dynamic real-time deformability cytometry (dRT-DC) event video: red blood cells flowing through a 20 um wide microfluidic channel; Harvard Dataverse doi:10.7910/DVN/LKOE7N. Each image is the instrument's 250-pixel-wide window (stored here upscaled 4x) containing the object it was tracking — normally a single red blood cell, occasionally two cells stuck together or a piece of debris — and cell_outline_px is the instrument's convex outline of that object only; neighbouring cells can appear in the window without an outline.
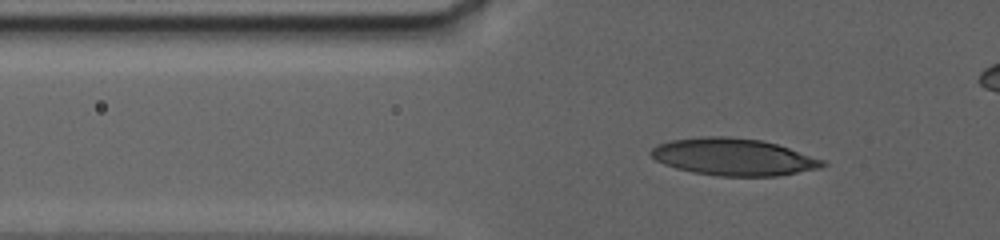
{"species": "human", "species_latin": "Homo sapiens", "temperature_condition": "warm", "stored_images_in_passage": 115, "camera_frame_rate_fps": 3000, "um_per_image_px": 0.085, "donor": {"sex": "female"}, "frame": {"image": 1, "passage_image": 43, "time_ms": 8.0, "image_size_px": [1000, 240], "cell_outline_px": [[828, 164], [820, 168], [776, 176], [720, 176], [692, 172], [676, 168], [664, 164], [656, 160], [648, 152], [656, 144], [672, 140], [700, 136], [728, 136], [760, 140], [776, 144], [824, 160]], "centroid_in_image_um": [62.31, 13.33], "position_along_channel_um": 63.5, "area_um2": 36.99}}
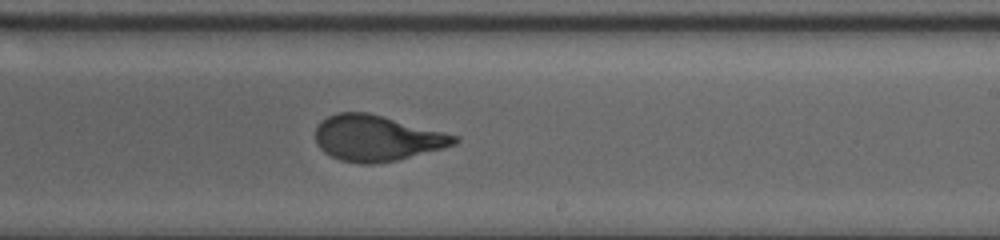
{"frame": {"image": 2, "passage_image": 83, "time_ms": 15.333, "image_size_px": [1000, 240], "cell_outline_px": [[460, 140], [456, 144], [444, 148], [396, 160], [376, 164], [360, 164], [340, 160], [324, 152], [316, 144], [316, 128], [328, 116], [336, 112], [368, 112], [384, 116], [460, 136]], "centroid_in_image_um": [32.05, 11.74], "position_along_channel_um": 256.9, "area_um2": 37.11}}
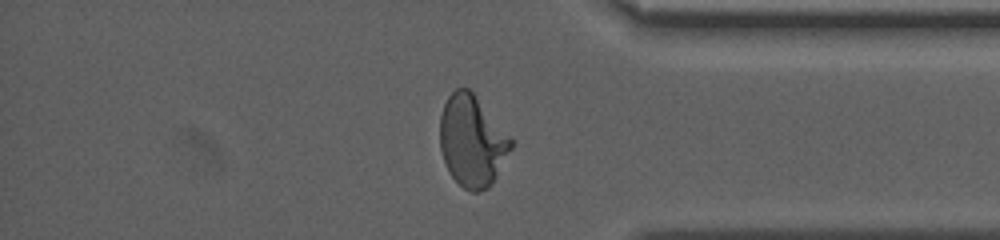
{"frame": {"image": 3, "passage_image": 105, "time_ms": 20.333, "image_size_px": [1000, 240], "cell_outline_px": [[516, 144], [492, 184], [488, 188], [480, 192], [472, 192], [464, 188], [452, 176], [444, 160], [440, 148], [440, 116], [444, 104], [448, 96], [456, 88], [468, 88], [472, 92]], "centroid_in_image_um": [40.15, 12.01], "position_along_channel_um": 395.1, "area_um2": 37.69}}